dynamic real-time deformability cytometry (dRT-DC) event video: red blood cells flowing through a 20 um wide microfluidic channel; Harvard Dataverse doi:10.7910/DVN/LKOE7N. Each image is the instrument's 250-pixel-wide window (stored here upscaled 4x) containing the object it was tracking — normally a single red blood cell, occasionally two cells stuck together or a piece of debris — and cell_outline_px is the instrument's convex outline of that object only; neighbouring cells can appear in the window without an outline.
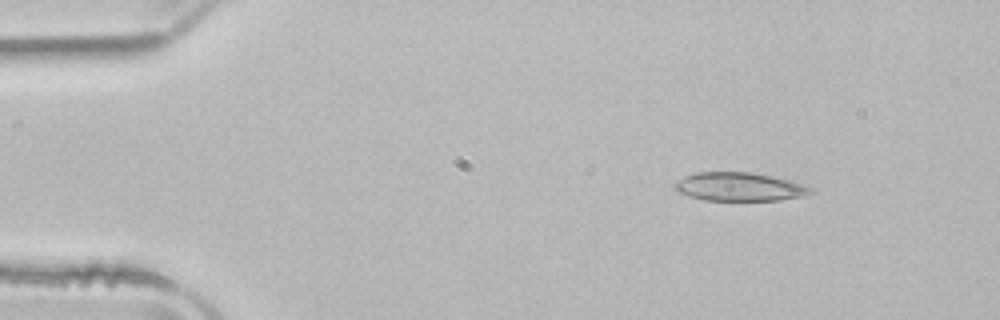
{"species": "common noctule bat (a hibernating species)", "species_latin": "Nyctalus noctula", "temperature_condition": "room temperature", "stored_images_in_passage": 45, "camera_frame_rate_fps": 3000, "um_per_image_px": 0.085, "animal": {"sex": "male", "body_mass_g": 21.5, "forearm_length_mm": 52.0}, "frame": {"image": 1, "passage_image": 1, "time_ms": 0.0, "image_size_px": [1000, 320], "cell_outline_px": [[816, 192], [804, 196], [780, 200], [704, 200], [688, 196], [680, 192], [672, 184], [676, 180], [684, 176], [696, 172], [752, 172], [772, 176], [788, 180], [816, 188]], "centroid_in_image_um": [62.88, 15.87], "position_along_channel_um": 22.1, "area_um2": 22.77}}
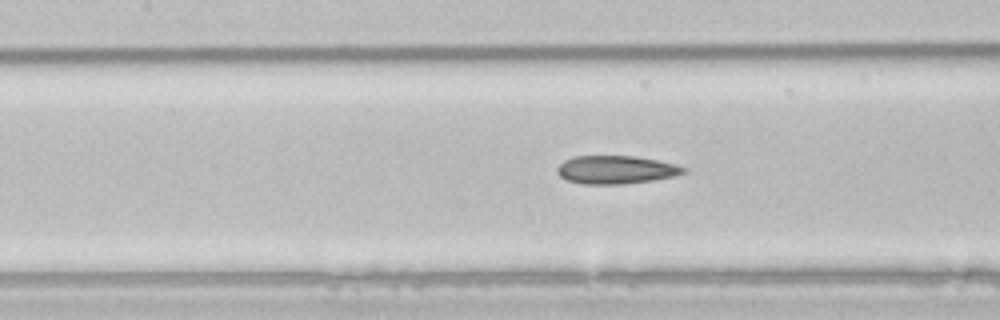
{"frame": {"image": 2, "passage_image": 17, "time_ms": 5.333, "image_size_px": [1000, 320], "cell_outline_px": [[688, 172], [676, 176], [652, 180], [624, 184], [580, 184], [568, 180], [560, 176], [556, 172], [556, 168], [564, 160], [572, 156], [636, 156], [676, 164], [688, 168]], "centroid_in_image_um": [52.37, 14.43], "position_along_channel_um": 155.0, "area_um2": 20.98}}
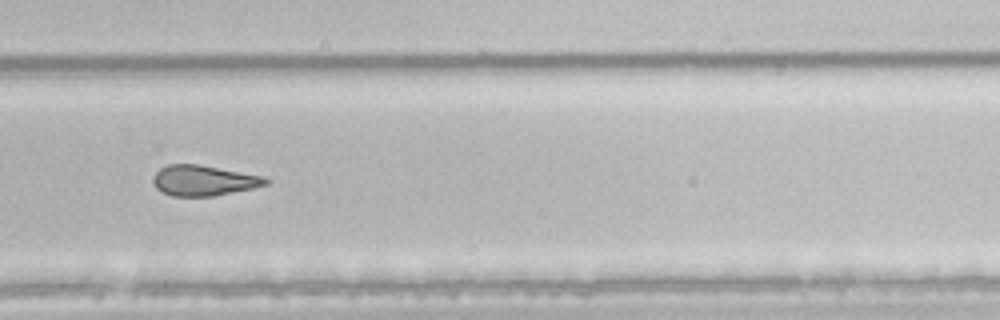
{"frame": {"image": 3, "passage_image": 29, "time_ms": 9.333, "image_size_px": [1000, 320], "cell_outline_px": [[272, 180], [268, 184], [252, 188], [212, 196], [172, 196], [156, 188], [152, 180], [156, 172], [160, 168], [168, 164], [200, 164], [264, 176]], "centroid_in_image_um": [17.33, 15.33], "position_along_channel_um": 312.5, "area_um2": 20.0}, "authors_computed_cell_mechanics": {"area_um2": 21.2126, "velocity_mm_per_s": 3.9593, "shape_relaxation_time_tau1_ms": null, "shape_relaxation_time_tau2_ms": 5.2072, "deformation_change_tau1": null, "deformation_change_tau2": 0.1485}}